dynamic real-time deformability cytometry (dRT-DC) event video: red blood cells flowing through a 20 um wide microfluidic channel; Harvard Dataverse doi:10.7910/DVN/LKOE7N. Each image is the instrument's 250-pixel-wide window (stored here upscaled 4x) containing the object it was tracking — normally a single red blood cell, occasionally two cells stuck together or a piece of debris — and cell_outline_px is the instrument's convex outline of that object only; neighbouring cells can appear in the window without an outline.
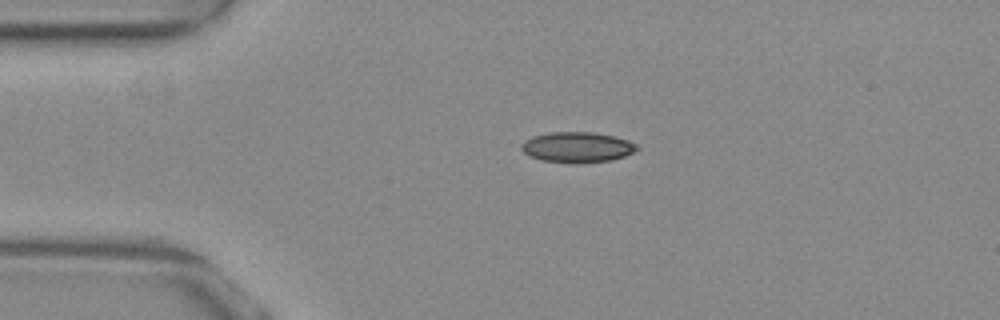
{"species": "common noctule bat (a hibernating species)", "species_latin": "Nyctalus noctula", "temperature_condition": "warm", "stored_images_in_passage": 19, "camera_frame_rate_fps": 3000, "um_per_image_px": 0.085, "animal": {"sex": "female", "body_mass_g": 29.2, "forearm_length_mm": 56.3}, "frame": {"image": 1, "passage_image": 1, "time_ms": 0.0, "image_size_px": [1000, 320], "cell_outline_px": [[640, 148], [636, 152], [612, 160], [540, 160], [524, 152], [520, 148], [520, 144], [524, 140], [532, 136], [552, 132], [592, 132], [612, 136], [628, 140], [636, 144]], "centroid_in_image_um": [49.07, 12.46], "position_along_channel_um": 35.9, "area_um2": 19.65}}
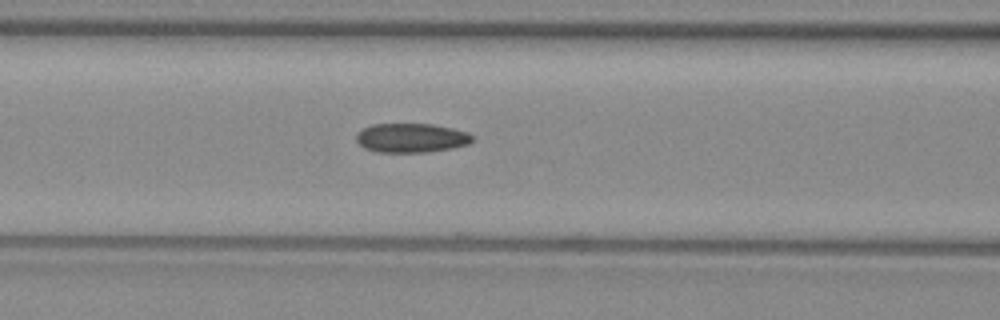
{"frame": {"image": 2, "passage_image": 11, "time_ms": 3.333, "image_size_px": [1000, 320], "cell_outline_px": [[472, 140], [468, 144], [452, 148], [428, 152], [376, 152], [364, 148], [356, 140], [356, 132], [372, 124], [432, 124], [452, 128], [468, 132], [472, 136]], "centroid_in_image_um": [34.93, 11.72], "position_along_channel_um": 131.7, "area_um2": 19.77}}
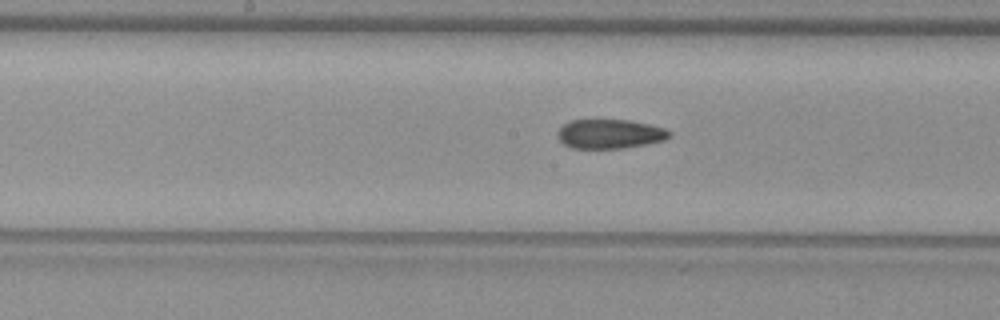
{"frame": {"image": 3, "passage_image": 16, "time_ms": 5.0, "image_size_px": [1000, 320], "cell_outline_px": [[672, 136], [664, 140], [624, 148], [572, 148], [564, 144], [556, 136], [556, 132], [568, 120], [600, 116], [632, 120], [664, 128], [672, 132]], "centroid_in_image_um": [51.78, 11.32], "position_along_channel_um": 196.4, "area_um2": 20.06}}